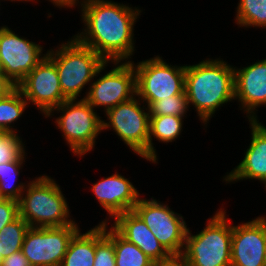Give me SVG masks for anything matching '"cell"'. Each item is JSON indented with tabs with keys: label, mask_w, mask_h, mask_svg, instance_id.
I'll return each mask as SVG.
<instances>
[{
	"label": "cell",
	"mask_w": 266,
	"mask_h": 266,
	"mask_svg": "<svg viewBox=\"0 0 266 266\" xmlns=\"http://www.w3.org/2000/svg\"><path fill=\"white\" fill-rule=\"evenodd\" d=\"M183 117L174 115H150L149 126V161L158 163L156 149L153 146L152 138L157 139L159 142H173L181 135L183 128Z\"/></svg>",
	"instance_id": "obj_20"
},
{
	"label": "cell",
	"mask_w": 266,
	"mask_h": 266,
	"mask_svg": "<svg viewBox=\"0 0 266 266\" xmlns=\"http://www.w3.org/2000/svg\"><path fill=\"white\" fill-rule=\"evenodd\" d=\"M51 3L54 4V6L62 8V7H69L72 8L73 6L77 5V3H80L78 0H49Z\"/></svg>",
	"instance_id": "obj_33"
},
{
	"label": "cell",
	"mask_w": 266,
	"mask_h": 266,
	"mask_svg": "<svg viewBox=\"0 0 266 266\" xmlns=\"http://www.w3.org/2000/svg\"><path fill=\"white\" fill-rule=\"evenodd\" d=\"M25 152L22 138L17 132H5L0 135V164L17 160Z\"/></svg>",
	"instance_id": "obj_28"
},
{
	"label": "cell",
	"mask_w": 266,
	"mask_h": 266,
	"mask_svg": "<svg viewBox=\"0 0 266 266\" xmlns=\"http://www.w3.org/2000/svg\"><path fill=\"white\" fill-rule=\"evenodd\" d=\"M0 73H3V69H2L1 63H0Z\"/></svg>",
	"instance_id": "obj_37"
},
{
	"label": "cell",
	"mask_w": 266,
	"mask_h": 266,
	"mask_svg": "<svg viewBox=\"0 0 266 266\" xmlns=\"http://www.w3.org/2000/svg\"><path fill=\"white\" fill-rule=\"evenodd\" d=\"M80 3L85 29L73 37L106 62H124L131 58L135 51L133 28L142 10L111 0H82Z\"/></svg>",
	"instance_id": "obj_1"
},
{
	"label": "cell",
	"mask_w": 266,
	"mask_h": 266,
	"mask_svg": "<svg viewBox=\"0 0 266 266\" xmlns=\"http://www.w3.org/2000/svg\"><path fill=\"white\" fill-rule=\"evenodd\" d=\"M19 217V203L13 199L0 198V231Z\"/></svg>",
	"instance_id": "obj_29"
},
{
	"label": "cell",
	"mask_w": 266,
	"mask_h": 266,
	"mask_svg": "<svg viewBox=\"0 0 266 266\" xmlns=\"http://www.w3.org/2000/svg\"><path fill=\"white\" fill-rule=\"evenodd\" d=\"M42 50L41 45L0 26V63L5 76L16 86L47 55Z\"/></svg>",
	"instance_id": "obj_12"
},
{
	"label": "cell",
	"mask_w": 266,
	"mask_h": 266,
	"mask_svg": "<svg viewBox=\"0 0 266 266\" xmlns=\"http://www.w3.org/2000/svg\"><path fill=\"white\" fill-rule=\"evenodd\" d=\"M91 190L113 219L126 211H132L140 198V193L129 179L119 173L94 183Z\"/></svg>",
	"instance_id": "obj_16"
},
{
	"label": "cell",
	"mask_w": 266,
	"mask_h": 266,
	"mask_svg": "<svg viewBox=\"0 0 266 266\" xmlns=\"http://www.w3.org/2000/svg\"><path fill=\"white\" fill-rule=\"evenodd\" d=\"M16 88V85L12 83L4 73H0V99L6 97L10 92Z\"/></svg>",
	"instance_id": "obj_31"
},
{
	"label": "cell",
	"mask_w": 266,
	"mask_h": 266,
	"mask_svg": "<svg viewBox=\"0 0 266 266\" xmlns=\"http://www.w3.org/2000/svg\"><path fill=\"white\" fill-rule=\"evenodd\" d=\"M5 1V0H4ZM9 1H27V2H29V1H33V0H9ZM35 1V0H34Z\"/></svg>",
	"instance_id": "obj_36"
},
{
	"label": "cell",
	"mask_w": 266,
	"mask_h": 266,
	"mask_svg": "<svg viewBox=\"0 0 266 266\" xmlns=\"http://www.w3.org/2000/svg\"><path fill=\"white\" fill-rule=\"evenodd\" d=\"M154 266H189L181 256H172L166 261L155 263Z\"/></svg>",
	"instance_id": "obj_32"
},
{
	"label": "cell",
	"mask_w": 266,
	"mask_h": 266,
	"mask_svg": "<svg viewBox=\"0 0 266 266\" xmlns=\"http://www.w3.org/2000/svg\"><path fill=\"white\" fill-rule=\"evenodd\" d=\"M30 228L29 224L18 217L12 223L5 225L0 231V253L4 258L16 251H20L26 232Z\"/></svg>",
	"instance_id": "obj_24"
},
{
	"label": "cell",
	"mask_w": 266,
	"mask_h": 266,
	"mask_svg": "<svg viewBox=\"0 0 266 266\" xmlns=\"http://www.w3.org/2000/svg\"><path fill=\"white\" fill-rule=\"evenodd\" d=\"M105 235V223H100L86 233L79 230L71 239L60 266H93L95 244Z\"/></svg>",
	"instance_id": "obj_19"
},
{
	"label": "cell",
	"mask_w": 266,
	"mask_h": 266,
	"mask_svg": "<svg viewBox=\"0 0 266 266\" xmlns=\"http://www.w3.org/2000/svg\"><path fill=\"white\" fill-rule=\"evenodd\" d=\"M28 104L17 87L0 99V125L6 132L17 131L11 125L22 116Z\"/></svg>",
	"instance_id": "obj_23"
},
{
	"label": "cell",
	"mask_w": 266,
	"mask_h": 266,
	"mask_svg": "<svg viewBox=\"0 0 266 266\" xmlns=\"http://www.w3.org/2000/svg\"><path fill=\"white\" fill-rule=\"evenodd\" d=\"M16 87L44 117L67 100L61 90L57 68L47 56Z\"/></svg>",
	"instance_id": "obj_13"
},
{
	"label": "cell",
	"mask_w": 266,
	"mask_h": 266,
	"mask_svg": "<svg viewBox=\"0 0 266 266\" xmlns=\"http://www.w3.org/2000/svg\"><path fill=\"white\" fill-rule=\"evenodd\" d=\"M100 223H105V235L95 244V259L93 266H116L113 228L110 227V229H108L107 218Z\"/></svg>",
	"instance_id": "obj_27"
},
{
	"label": "cell",
	"mask_w": 266,
	"mask_h": 266,
	"mask_svg": "<svg viewBox=\"0 0 266 266\" xmlns=\"http://www.w3.org/2000/svg\"><path fill=\"white\" fill-rule=\"evenodd\" d=\"M235 100L241 103V110L248 120H257L254 110L266 105V59L247 67H234Z\"/></svg>",
	"instance_id": "obj_15"
},
{
	"label": "cell",
	"mask_w": 266,
	"mask_h": 266,
	"mask_svg": "<svg viewBox=\"0 0 266 266\" xmlns=\"http://www.w3.org/2000/svg\"><path fill=\"white\" fill-rule=\"evenodd\" d=\"M133 211L172 256L182 255L188 228L181 214L153 198H139Z\"/></svg>",
	"instance_id": "obj_9"
},
{
	"label": "cell",
	"mask_w": 266,
	"mask_h": 266,
	"mask_svg": "<svg viewBox=\"0 0 266 266\" xmlns=\"http://www.w3.org/2000/svg\"><path fill=\"white\" fill-rule=\"evenodd\" d=\"M72 38L57 50L46 52L57 68L61 90L67 99H77L85 85L94 80L95 76L98 77L110 63L93 49Z\"/></svg>",
	"instance_id": "obj_4"
},
{
	"label": "cell",
	"mask_w": 266,
	"mask_h": 266,
	"mask_svg": "<svg viewBox=\"0 0 266 266\" xmlns=\"http://www.w3.org/2000/svg\"><path fill=\"white\" fill-rule=\"evenodd\" d=\"M120 63V64H119ZM115 67L99 77L83 97L94 109L104 108L106 113L119 103L128 101L136 96V74L133 63L128 60L112 62Z\"/></svg>",
	"instance_id": "obj_11"
},
{
	"label": "cell",
	"mask_w": 266,
	"mask_h": 266,
	"mask_svg": "<svg viewBox=\"0 0 266 266\" xmlns=\"http://www.w3.org/2000/svg\"><path fill=\"white\" fill-rule=\"evenodd\" d=\"M116 266H154V262L135 244L121 237L113 229Z\"/></svg>",
	"instance_id": "obj_22"
},
{
	"label": "cell",
	"mask_w": 266,
	"mask_h": 266,
	"mask_svg": "<svg viewBox=\"0 0 266 266\" xmlns=\"http://www.w3.org/2000/svg\"><path fill=\"white\" fill-rule=\"evenodd\" d=\"M236 24L266 28V0H239Z\"/></svg>",
	"instance_id": "obj_25"
},
{
	"label": "cell",
	"mask_w": 266,
	"mask_h": 266,
	"mask_svg": "<svg viewBox=\"0 0 266 266\" xmlns=\"http://www.w3.org/2000/svg\"><path fill=\"white\" fill-rule=\"evenodd\" d=\"M266 216L232 225L231 266H265Z\"/></svg>",
	"instance_id": "obj_14"
},
{
	"label": "cell",
	"mask_w": 266,
	"mask_h": 266,
	"mask_svg": "<svg viewBox=\"0 0 266 266\" xmlns=\"http://www.w3.org/2000/svg\"><path fill=\"white\" fill-rule=\"evenodd\" d=\"M21 195L19 216L30 227H61L76 224L60 186L47 175L29 181ZM70 218V219H68Z\"/></svg>",
	"instance_id": "obj_3"
},
{
	"label": "cell",
	"mask_w": 266,
	"mask_h": 266,
	"mask_svg": "<svg viewBox=\"0 0 266 266\" xmlns=\"http://www.w3.org/2000/svg\"><path fill=\"white\" fill-rule=\"evenodd\" d=\"M251 125V142L244 153L243 160L224 177L225 182L255 179L266 187V126L259 120H249Z\"/></svg>",
	"instance_id": "obj_18"
},
{
	"label": "cell",
	"mask_w": 266,
	"mask_h": 266,
	"mask_svg": "<svg viewBox=\"0 0 266 266\" xmlns=\"http://www.w3.org/2000/svg\"><path fill=\"white\" fill-rule=\"evenodd\" d=\"M114 219L111 227L125 240L138 246L154 263L172 257L133 210L119 214Z\"/></svg>",
	"instance_id": "obj_17"
},
{
	"label": "cell",
	"mask_w": 266,
	"mask_h": 266,
	"mask_svg": "<svg viewBox=\"0 0 266 266\" xmlns=\"http://www.w3.org/2000/svg\"><path fill=\"white\" fill-rule=\"evenodd\" d=\"M136 97L108 110V122L102 120V130L113 128L134 154L149 161V108L141 107V100Z\"/></svg>",
	"instance_id": "obj_8"
},
{
	"label": "cell",
	"mask_w": 266,
	"mask_h": 266,
	"mask_svg": "<svg viewBox=\"0 0 266 266\" xmlns=\"http://www.w3.org/2000/svg\"><path fill=\"white\" fill-rule=\"evenodd\" d=\"M189 108L186 93L170 96L169 98L155 101L149 107L150 115H174L184 117Z\"/></svg>",
	"instance_id": "obj_26"
},
{
	"label": "cell",
	"mask_w": 266,
	"mask_h": 266,
	"mask_svg": "<svg viewBox=\"0 0 266 266\" xmlns=\"http://www.w3.org/2000/svg\"><path fill=\"white\" fill-rule=\"evenodd\" d=\"M6 131L0 125V135L4 134Z\"/></svg>",
	"instance_id": "obj_35"
},
{
	"label": "cell",
	"mask_w": 266,
	"mask_h": 266,
	"mask_svg": "<svg viewBox=\"0 0 266 266\" xmlns=\"http://www.w3.org/2000/svg\"><path fill=\"white\" fill-rule=\"evenodd\" d=\"M26 152H24L17 160L10 161L8 163L0 164V198L13 199L19 201L23 194L26 183H19L14 186L17 176H19V170L22 168V164L26 159ZM25 157V159H24ZM11 182V183H10Z\"/></svg>",
	"instance_id": "obj_21"
},
{
	"label": "cell",
	"mask_w": 266,
	"mask_h": 266,
	"mask_svg": "<svg viewBox=\"0 0 266 266\" xmlns=\"http://www.w3.org/2000/svg\"><path fill=\"white\" fill-rule=\"evenodd\" d=\"M76 100L67 99L45 117L54 115V111L61 113V116L55 118V123L71 151L82 157L93 150L98 134L103 131L102 120L85 99Z\"/></svg>",
	"instance_id": "obj_6"
},
{
	"label": "cell",
	"mask_w": 266,
	"mask_h": 266,
	"mask_svg": "<svg viewBox=\"0 0 266 266\" xmlns=\"http://www.w3.org/2000/svg\"><path fill=\"white\" fill-rule=\"evenodd\" d=\"M185 93L206 126L220 106L235 100L233 66L221 59L185 65Z\"/></svg>",
	"instance_id": "obj_2"
},
{
	"label": "cell",
	"mask_w": 266,
	"mask_h": 266,
	"mask_svg": "<svg viewBox=\"0 0 266 266\" xmlns=\"http://www.w3.org/2000/svg\"><path fill=\"white\" fill-rule=\"evenodd\" d=\"M79 230L77 224L30 227L21 251L31 266H60L71 239Z\"/></svg>",
	"instance_id": "obj_10"
},
{
	"label": "cell",
	"mask_w": 266,
	"mask_h": 266,
	"mask_svg": "<svg viewBox=\"0 0 266 266\" xmlns=\"http://www.w3.org/2000/svg\"><path fill=\"white\" fill-rule=\"evenodd\" d=\"M220 208L207 226L192 235L188 228L181 257L189 266H231L232 224Z\"/></svg>",
	"instance_id": "obj_5"
},
{
	"label": "cell",
	"mask_w": 266,
	"mask_h": 266,
	"mask_svg": "<svg viewBox=\"0 0 266 266\" xmlns=\"http://www.w3.org/2000/svg\"><path fill=\"white\" fill-rule=\"evenodd\" d=\"M264 263H265V266H266V245H265V250H264Z\"/></svg>",
	"instance_id": "obj_34"
},
{
	"label": "cell",
	"mask_w": 266,
	"mask_h": 266,
	"mask_svg": "<svg viewBox=\"0 0 266 266\" xmlns=\"http://www.w3.org/2000/svg\"><path fill=\"white\" fill-rule=\"evenodd\" d=\"M2 260H3V257H2V255L0 253V264H1Z\"/></svg>",
	"instance_id": "obj_38"
},
{
	"label": "cell",
	"mask_w": 266,
	"mask_h": 266,
	"mask_svg": "<svg viewBox=\"0 0 266 266\" xmlns=\"http://www.w3.org/2000/svg\"><path fill=\"white\" fill-rule=\"evenodd\" d=\"M0 266H31V264L20 250L4 258Z\"/></svg>",
	"instance_id": "obj_30"
},
{
	"label": "cell",
	"mask_w": 266,
	"mask_h": 266,
	"mask_svg": "<svg viewBox=\"0 0 266 266\" xmlns=\"http://www.w3.org/2000/svg\"><path fill=\"white\" fill-rule=\"evenodd\" d=\"M133 66L136 74V96L149 108L155 101L185 92V66H172L156 56ZM147 103V104H146Z\"/></svg>",
	"instance_id": "obj_7"
}]
</instances>
